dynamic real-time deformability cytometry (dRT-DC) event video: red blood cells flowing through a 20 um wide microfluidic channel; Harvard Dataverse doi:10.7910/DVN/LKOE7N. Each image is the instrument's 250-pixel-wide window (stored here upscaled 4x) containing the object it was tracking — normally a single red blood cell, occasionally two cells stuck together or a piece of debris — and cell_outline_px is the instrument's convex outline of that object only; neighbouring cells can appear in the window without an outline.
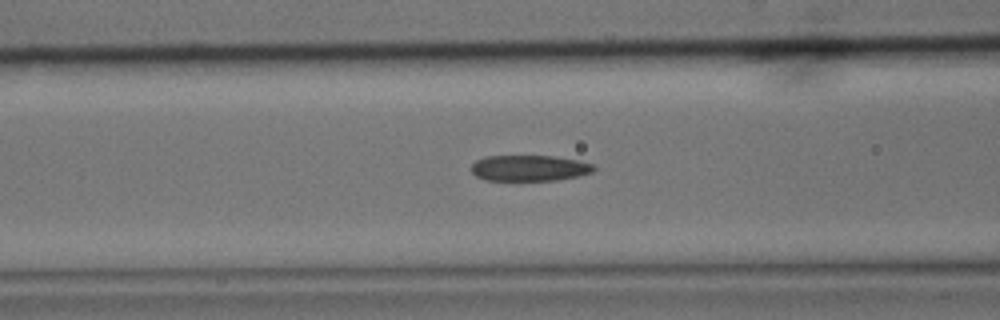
{"species": "common noctule bat (a hibernating species)", "species_latin": "Nyctalus noctula", "temperature_condition": "cold", "stored_images_in_passage": 37, "camera_frame_rate_fps": 3000, "um_per_image_px": 0.085, "animal": {"sex": "male", "body_mass_g": 15.6}, "frame": {"image": 1, "passage_image": 5, "time_ms": 1.333, "image_size_px": [1000, 320], "cell_outline_px": [[596, 168], [592, 172], [580, 176], [556, 180], [484, 180], [476, 176], [472, 172], [472, 164], [476, 160], [484, 156], [552, 156], [580, 160], [592, 164]], "centroid_in_image_um": [45.01, 14.28], "position_along_channel_um": 121.6, "area_um2": 18.55}}
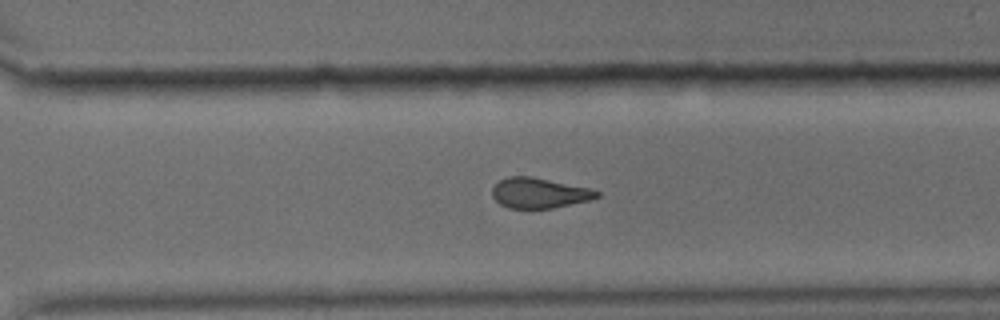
{"frame": {"image": 2, "passage_image": 22, "time_ms": 7.0, "image_size_px": [1000, 320], "cell_outline_px": [[600, 196], [588, 200], [552, 208], [508, 208], [500, 204], [492, 196], [492, 188], [500, 180], [508, 176], [528, 176], [592, 188], [600, 192]], "centroid_in_image_um": [45.83, 16.4], "position_along_channel_um": 324.8, "area_um2": 18.32}}
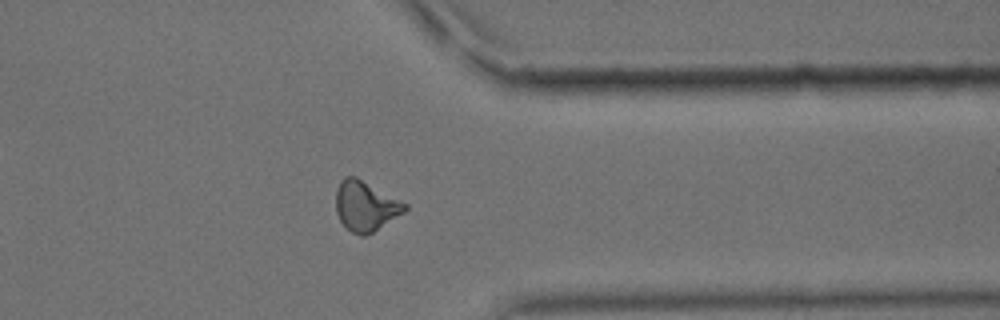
{"frame": {"image": 3, "passage_image": 27, "time_ms": 8.667, "image_size_px": [1000, 320], "cell_outline_px": [[408, 208], [404, 212], [372, 232], [364, 236], [360, 236], [352, 232], [340, 220], [336, 212], [336, 188], [340, 180], [344, 176], [356, 176], [408, 204]], "centroid_in_image_um": [31.06, 17.48], "position_along_channel_um": 380.3, "area_um2": 20.0}}